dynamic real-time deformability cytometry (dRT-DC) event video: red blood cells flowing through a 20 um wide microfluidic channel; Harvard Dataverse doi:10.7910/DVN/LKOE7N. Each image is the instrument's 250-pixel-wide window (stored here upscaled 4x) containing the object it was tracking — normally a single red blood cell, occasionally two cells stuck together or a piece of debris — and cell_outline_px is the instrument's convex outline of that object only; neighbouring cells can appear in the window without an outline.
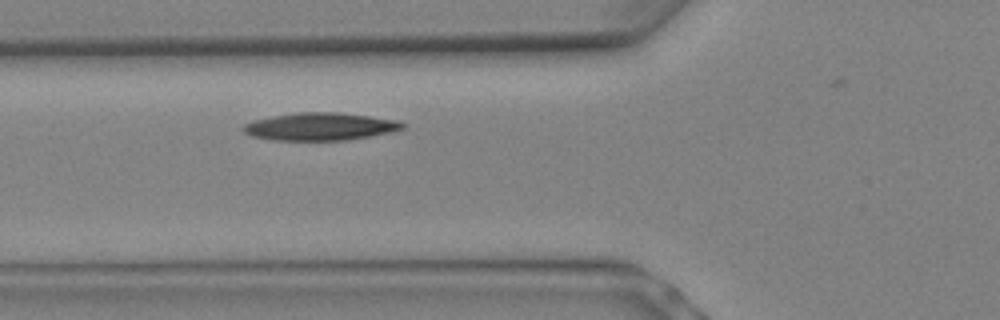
{"species": "Egyptian fruit bat (a non-hibernating species)", "species_latin": "Rousettus aegyptiacus", "temperature_condition": "warm", "stored_images_in_passage": 2, "camera_frame_rate_fps": 3000, "um_per_image_px": 0.085, "animal": {"sex": "female"}, "frame": {"image": 1, "passage_image": 2, "time_ms": 0.333, "image_size_px": [1000, 320], "cell_outline_px": [[408, 124], [404, 128], [392, 132], [348, 140], [272, 140], [252, 136], [244, 132], [240, 128], [244, 124], [252, 120], [272, 116], [300, 112], [336, 112], [368, 116], [396, 120]], "centroid_in_image_um": [27.2, 10.76], "position_along_channel_um": 98.6, "area_um2": 25.72}}